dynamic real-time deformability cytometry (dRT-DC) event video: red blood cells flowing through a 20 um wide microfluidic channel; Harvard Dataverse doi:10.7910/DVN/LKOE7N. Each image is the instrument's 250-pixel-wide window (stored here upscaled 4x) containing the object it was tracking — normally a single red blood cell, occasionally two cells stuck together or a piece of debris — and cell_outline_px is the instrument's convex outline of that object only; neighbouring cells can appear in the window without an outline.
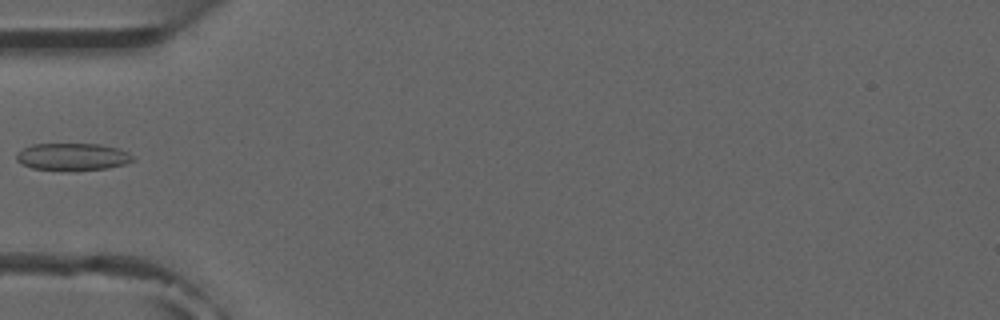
{"species": "common noctule bat (a hibernating species)", "species_latin": "Nyctalus noctula", "temperature_condition": "room temperature", "stored_images_in_passage": 3, "camera_frame_rate_fps": 3000, "um_per_image_px": 0.085, "animal": {"sex": "male", "forearm_length_mm": 52.5}, "frame": {"image": 1, "passage_image": 2, "time_ms": 1.333, "image_size_px": [1000, 320], "cell_outline_px": [[136, 160], [124, 164], [108, 168], [32, 168], [16, 160], [16, 152], [32, 144], [100, 144], [120, 148], [136, 156]], "centroid_in_image_um": [6.23, 13.27], "position_along_channel_um": 78.8, "area_um2": 17.92}}
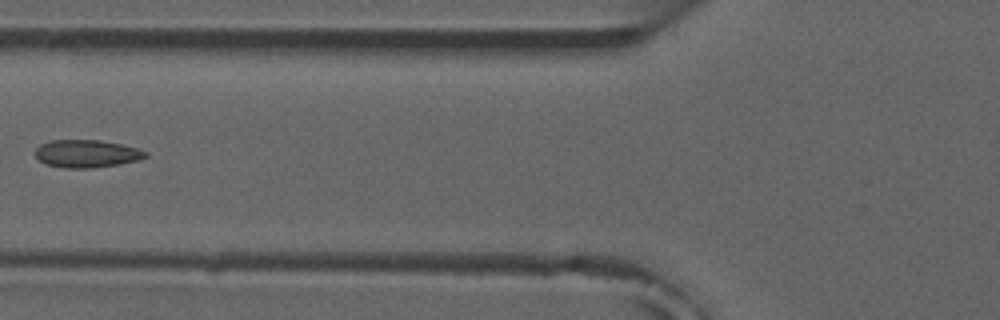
{"frame": {"image": 2, "passage_image": 3, "time_ms": 2.333, "image_size_px": [1000, 320], "cell_outline_px": [[148, 156], [140, 160], [92, 168], [64, 168], [48, 164], [40, 160], [36, 156], [36, 148], [40, 144], [48, 140], [100, 140], [120, 144], [136, 148], [148, 152]], "centroid_in_image_um": [7.37, 13.05], "position_along_channel_um": 118.4, "area_um2": 17.69}}